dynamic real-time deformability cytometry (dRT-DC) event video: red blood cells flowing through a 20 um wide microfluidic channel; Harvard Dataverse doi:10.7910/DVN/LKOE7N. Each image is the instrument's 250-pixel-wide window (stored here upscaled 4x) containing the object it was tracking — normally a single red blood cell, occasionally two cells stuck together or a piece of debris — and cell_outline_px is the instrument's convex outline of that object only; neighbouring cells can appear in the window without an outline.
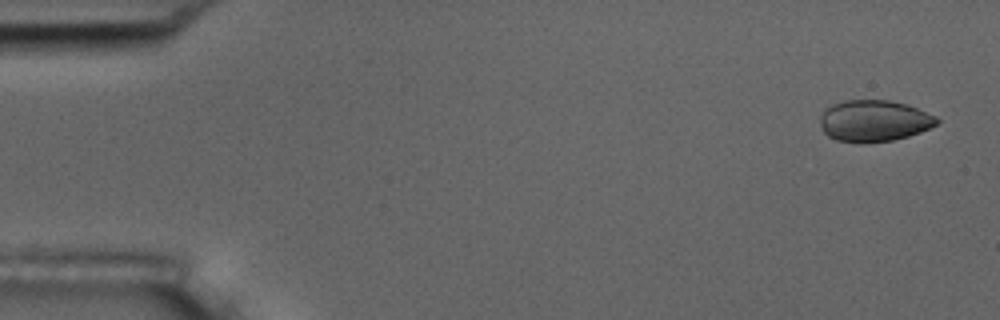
{"species": "common noctule bat (a hibernating species)", "species_latin": "Nyctalus noctula", "temperature_condition": "room temperature", "stored_images_in_passage": 5, "camera_frame_rate_fps": 3000, "um_per_image_px": 0.085, "animal": {"sex": "male", "body_mass_g": 17.5, "forearm_length_mm": 52.3}, "frame": {"image": 1, "passage_image": 1, "time_ms": 0.0, "image_size_px": [1000, 320], "cell_outline_px": [[940, 124], [920, 132], [908, 136], [892, 140], [864, 144], [860, 144], [836, 140], [828, 136], [820, 128], [820, 116], [824, 108], [832, 104], [844, 100], [888, 100], [904, 104], [916, 108], [936, 116], [940, 120]], "centroid_in_image_um": [74.26, 10.29], "position_along_channel_um": 10.7, "area_um2": 28.61}}
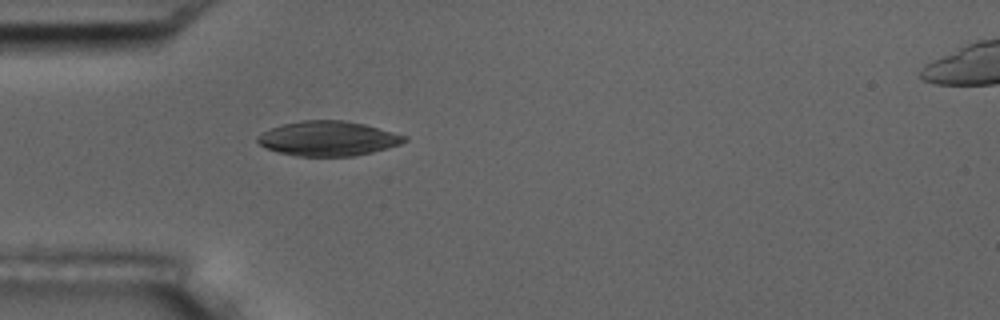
{"frame": {"image": 2, "passage_image": 5, "time_ms": 4.667, "image_size_px": [1000, 320], "cell_outline_px": [[408, 140], [400, 144], [372, 152], [352, 156], [296, 156], [280, 152], [268, 148], [260, 144], [256, 140], [256, 136], [272, 128], [284, 124], [300, 120], [344, 120], [364, 124], [408, 136]], "centroid_in_image_um": [27.91, 11.77], "position_along_channel_um": 57.1, "area_um2": 29.48}}